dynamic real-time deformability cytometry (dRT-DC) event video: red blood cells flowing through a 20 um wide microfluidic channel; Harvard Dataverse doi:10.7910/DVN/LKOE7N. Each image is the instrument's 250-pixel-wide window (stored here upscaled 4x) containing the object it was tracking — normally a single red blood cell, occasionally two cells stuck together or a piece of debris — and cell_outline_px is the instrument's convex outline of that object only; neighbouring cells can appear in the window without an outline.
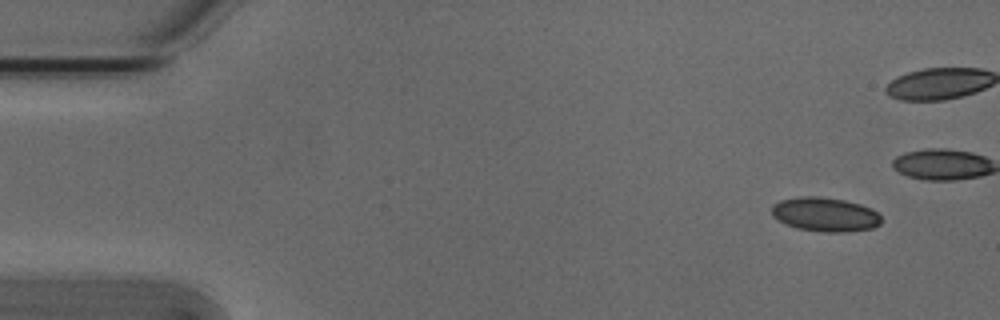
{"species": "Egyptian fruit bat (a non-hibernating species)", "species_latin": "Rousettus aegyptiacus", "temperature_condition": "cold", "stored_images_in_passage": 54, "camera_frame_rate_fps": 3000, "um_per_image_px": 0.085, "animal": {"sex": "male"}, "frame": {"image": 1, "passage_image": 4, "time_ms": 1.0, "image_size_px": [1000, 320], "cell_outline_px": [[880, 224], [872, 228], [848, 232], [824, 232], [796, 228], [772, 216], [772, 204], [780, 200], [800, 196], [820, 196], [844, 200], [860, 204], [872, 208], [880, 216]], "centroid_in_image_um": [70.13, 18.22], "position_along_channel_um": 14.9, "area_um2": 21.79}}
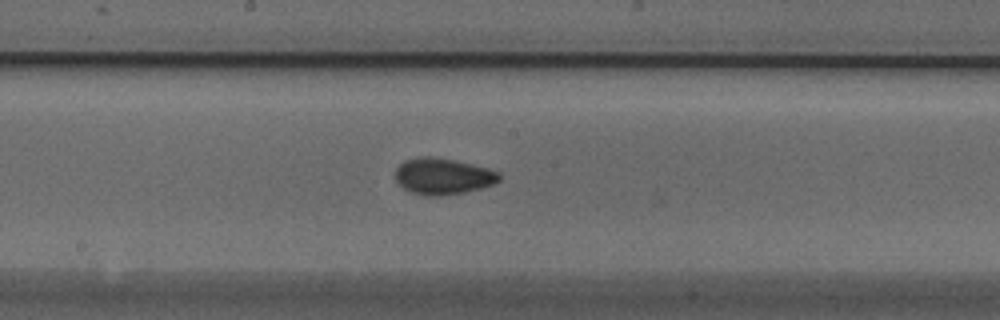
{"frame": {"image": 2, "passage_image": 28, "time_ms": 9.0, "image_size_px": [1000, 320], "cell_outline_px": [[500, 180], [492, 184], [480, 188], [464, 192], [440, 196], [424, 196], [412, 192], [404, 188], [396, 180], [396, 168], [404, 160], [416, 156], [428, 156], [456, 160], [488, 168], [500, 172]], "centroid_in_image_um": [37.64, 14.97], "position_along_channel_um": 210.6, "area_um2": 22.02}}
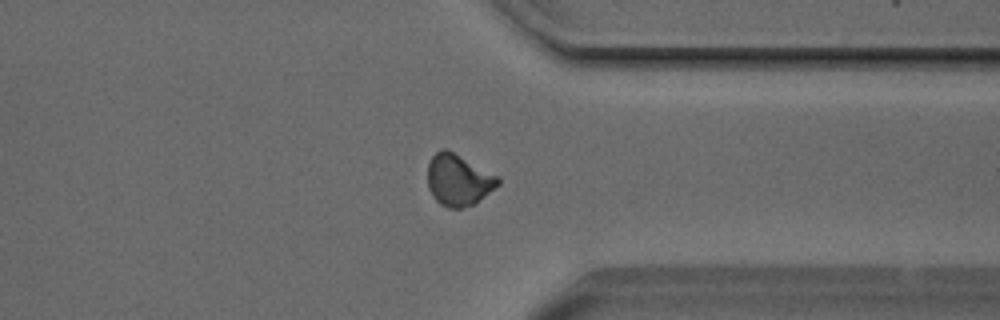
{"frame": {"image": 3, "passage_image": 41, "time_ms": 13.333, "image_size_px": [1000, 320], "cell_outline_px": [[500, 184], [476, 204], [464, 208], [448, 208], [440, 204], [432, 196], [428, 188], [428, 164], [432, 156], [440, 148], [448, 148], [500, 176]], "centroid_in_image_um": [38.99, 15.29], "position_along_channel_um": 372.4, "area_um2": 21.73}, "authors_computed_cell_mechanics": {"area_um2": 21.097, "velocity_mm_per_s": 3.8057, "shape_relaxation_time_tau1_ms": 8.6398, "shape_relaxation_time_tau2_ms": 1.1982, "deformation_change_tau1": 0.1259, "deformation_change_tau2": 0.0455}}